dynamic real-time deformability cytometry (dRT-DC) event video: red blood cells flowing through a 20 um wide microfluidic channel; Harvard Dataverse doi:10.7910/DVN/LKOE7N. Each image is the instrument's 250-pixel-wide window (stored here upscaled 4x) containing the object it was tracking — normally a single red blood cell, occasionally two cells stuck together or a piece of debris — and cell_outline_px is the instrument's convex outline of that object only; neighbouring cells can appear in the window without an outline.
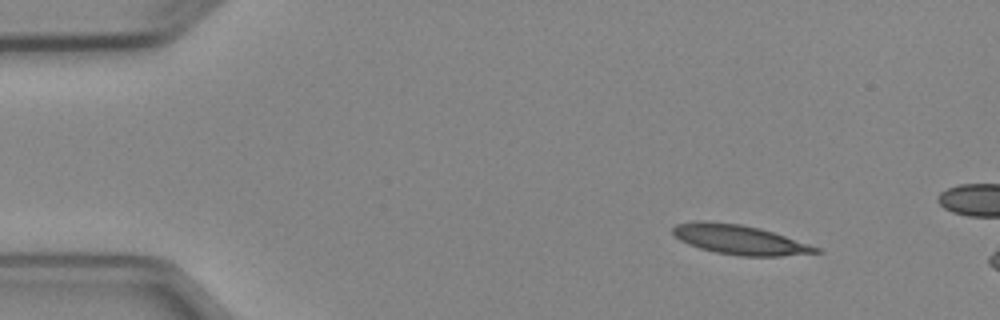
{"species": "Egyptian fruit bat (a non-hibernating species)", "species_latin": "Rousettus aegyptiacus", "temperature_condition": "cold", "stored_images_in_passage": 4, "camera_frame_rate_fps": 3000, "um_per_image_px": 0.085, "animal": {"sex": "female"}, "frame": {"image": 1, "passage_image": 1, "time_ms": 0.0, "image_size_px": [1000, 320], "cell_outline_px": [[824, 252], [780, 256], [740, 256], [716, 252], [700, 248], [688, 244], [680, 240], [672, 232], [672, 228], [676, 224], [696, 220], [708, 220], [740, 224], [760, 228], [820, 248]], "centroid_in_image_um": [62.83, 20.36], "position_along_channel_um": 22.2, "area_um2": 24.57}}